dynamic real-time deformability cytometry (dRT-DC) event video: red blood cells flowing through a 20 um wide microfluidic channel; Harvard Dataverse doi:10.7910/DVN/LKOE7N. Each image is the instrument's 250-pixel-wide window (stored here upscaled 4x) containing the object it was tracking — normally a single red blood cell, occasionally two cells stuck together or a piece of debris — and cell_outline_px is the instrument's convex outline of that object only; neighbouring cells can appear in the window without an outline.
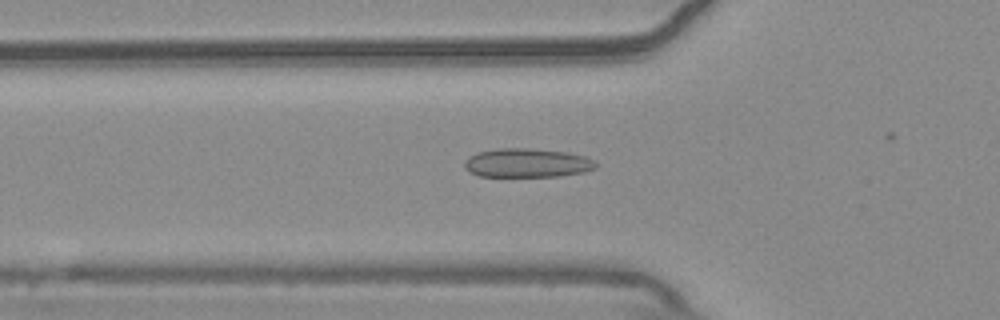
{"species": "common noctule bat (a hibernating species)", "species_latin": "Nyctalus noctula", "temperature_condition": "warm", "stored_images_in_passage": 40, "camera_frame_rate_fps": 3000, "um_per_image_px": 0.085, "animal": {"sex": "male", "body_mass_g": 20.4}, "frame": {"image": 1, "passage_image": 18, "time_ms": 5.667, "image_size_px": [1000, 320], "cell_outline_px": [[600, 164], [596, 168], [584, 172], [560, 176], [480, 176], [468, 172], [464, 168], [464, 164], [468, 156], [480, 152], [500, 148], [528, 148], [568, 152], [584, 156], [596, 160]], "centroid_in_image_um": [44.85, 13.85], "position_along_channel_um": 81.0, "area_um2": 22.31}}
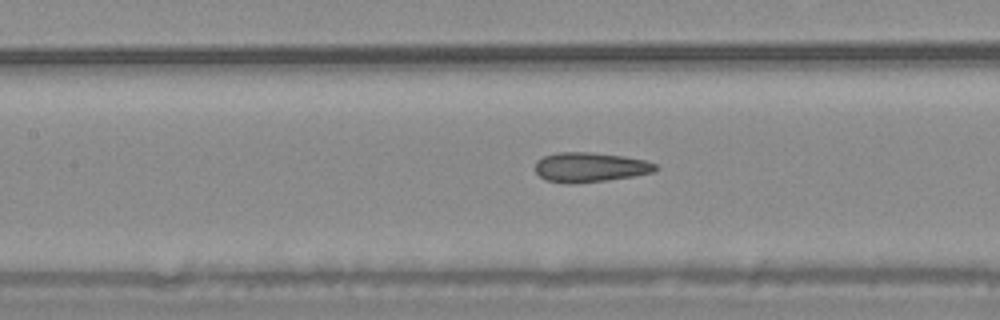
{"frame": {"image": 2, "passage_image": 24, "time_ms": 7.667, "image_size_px": [1000, 320], "cell_outline_px": [[660, 168], [652, 172], [632, 176], [608, 180], [572, 184], [564, 184], [544, 180], [536, 172], [536, 160], [544, 156], [556, 152], [592, 152], [624, 156], [644, 160], [656, 164]], "centroid_in_image_um": [50.12, 14.22], "position_along_channel_um": 157.3, "area_um2": 20.98}}
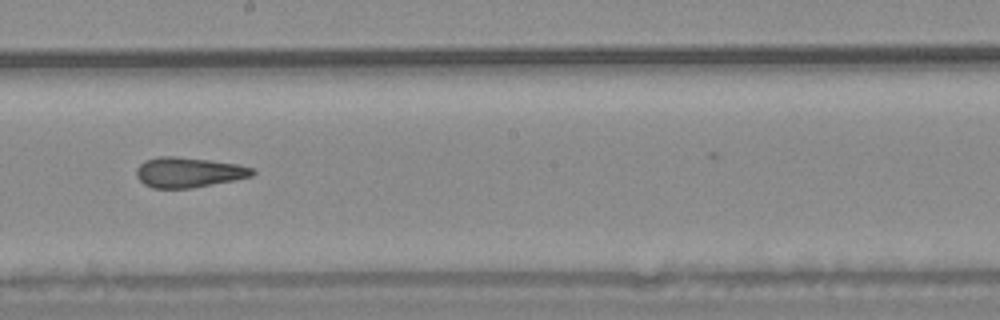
{"frame": {"image": 3, "passage_image": 30, "time_ms": 9.667, "image_size_px": [1000, 320], "cell_outline_px": [[256, 172], [252, 176], [236, 180], [192, 188], [152, 188], [144, 184], [136, 176], [136, 168], [144, 160], [160, 156], [176, 156], [208, 160], [236, 164], [256, 168]], "centroid_in_image_um": [16.04, 14.65], "position_along_channel_um": 232.2, "area_um2": 20.52}}